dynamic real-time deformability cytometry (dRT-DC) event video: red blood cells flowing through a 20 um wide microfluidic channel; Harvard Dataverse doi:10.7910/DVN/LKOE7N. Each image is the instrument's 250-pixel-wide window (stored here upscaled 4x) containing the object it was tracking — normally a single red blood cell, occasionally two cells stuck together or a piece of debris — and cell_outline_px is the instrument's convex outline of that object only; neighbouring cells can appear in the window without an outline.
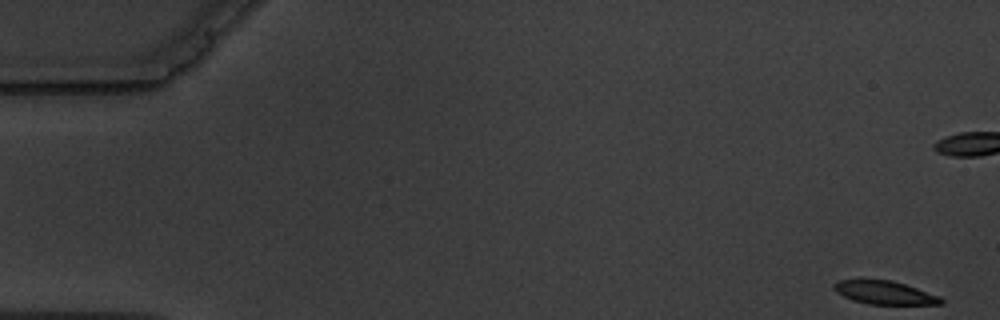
{"species": "common noctule bat (a hibernating species)", "species_latin": "Nyctalus noctula", "temperature_condition": "warm", "stored_images_in_passage": 8, "camera_frame_rate_fps": 3000, "um_per_image_px": 0.085, "animal": {"sex": "male", "body_mass_g": 19.5, "forearm_length_mm": 54.6}, "frame": {"image": 1, "passage_image": 1, "time_ms": 0.0, "image_size_px": [1000, 320], "cell_outline_px": [[944, 304], [868, 304], [852, 300], [836, 292], [832, 288], [832, 284], [836, 280], [860, 276], [892, 280], [940, 296], [944, 300]], "centroid_in_image_um": [75.07, 24.81], "position_along_channel_um": 9.9, "area_um2": 15.32}}
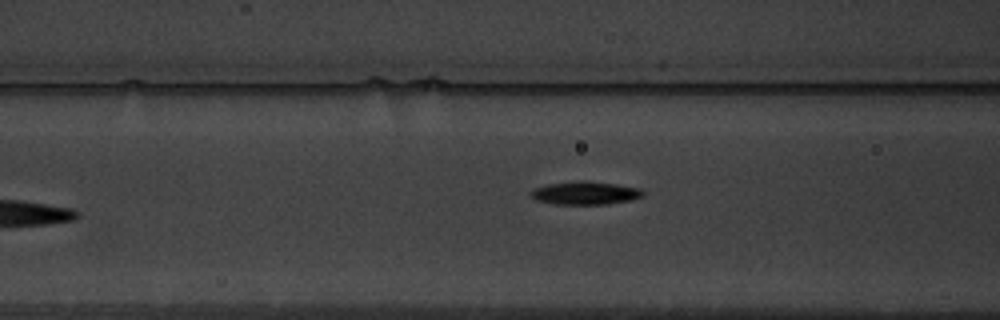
{"frame": {"image": 2, "passage_image": 8, "time_ms": 8.333, "image_size_px": [1000, 320], "cell_outline_px": [[644, 196], [632, 200], [608, 204], [552, 204], [536, 200], [528, 192], [532, 188], [548, 184], [576, 180], [580, 180], [616, 184], [640, 188], [644, 192]], "centroid_in_image_um": [49.73, 16.4], "position_along_channel_um": 116.9, "area_um2": 15.32}}